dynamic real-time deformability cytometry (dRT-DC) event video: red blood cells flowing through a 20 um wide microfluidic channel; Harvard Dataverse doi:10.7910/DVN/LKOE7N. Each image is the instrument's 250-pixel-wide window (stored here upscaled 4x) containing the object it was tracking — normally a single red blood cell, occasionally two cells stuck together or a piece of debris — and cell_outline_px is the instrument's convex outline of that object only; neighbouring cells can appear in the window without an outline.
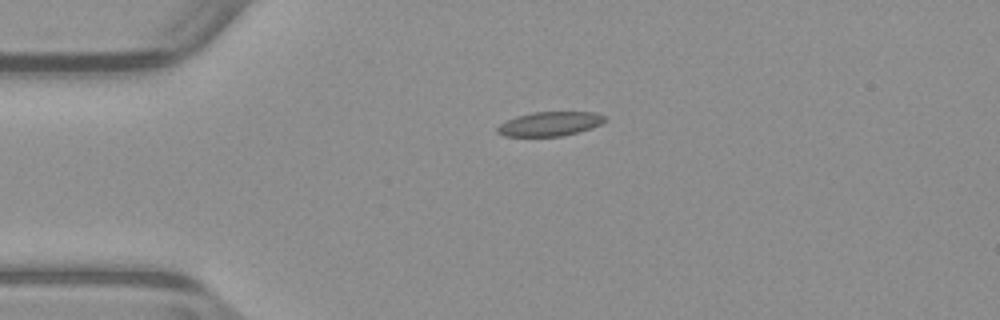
{"species": "common noctule bat (a hibernating species)", "species_latin": "Nyctalus noctula", "temperature_condition": "warm", "stored_images_in_passage": 41, "camera_frame_rate_fps": 3000, "um_per_image_px": 0.085, "animal": {"sex": "male", "body_mass_g": 23.1, "forearm_length_mm": 52.7}, "frame": {"image": 1, "passage_image": 1, "time_ms": 0.0, "image_size_px": [1000, 320], "cell_outline_px": [[608, 120], [592, 128], [564, 136], [504, 136], [496, 132], [496, 128], [500, 124], [516, 116], [532, 112], [596, 112], [604, 116]], "centroid_in_image_um": [46.75, 10.53], "position_along_channel_um": 38.3, "area_um2": 15.26}}
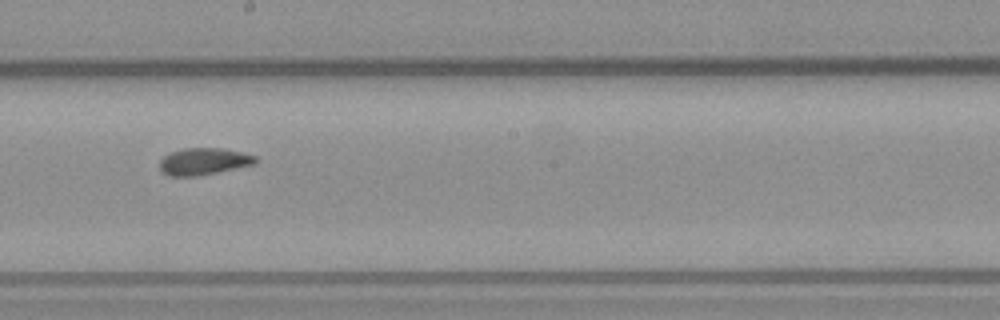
{"frame": {"image": 2, "passage_image": 18, "time_ms": 5.667, "image_size_px": [1000, 320], "cell_outline_px": [[256, 164], [196, 176], [168, 176], [160, 172], [160, 160], [168, 152], [184, 148], [220, 148], [240, 152], [256, 156]], "centroid_in_image_um": [17.26, 13.72], "position_along_channel_um": 230.9, "area_um2": 15.03}}
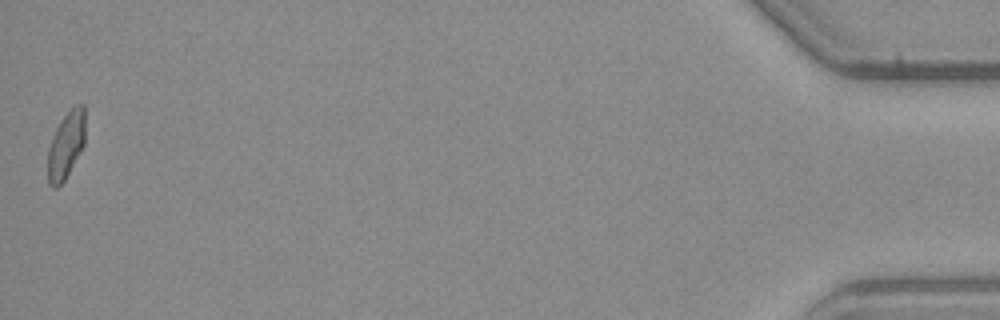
{"frame": {"image": 3, "passage_image": 41, "time_ms": 13.333, "image_size_px": [1000, 320], "cell_outline_px": [[84, 144], [64, 180], [56, 188], [52, 188], [48, 184], [48, 148], [52, 136], [60, 120], [76, 104], [84, 104]], "centroid_in_image_um": [5.59, 12.34], "position_along_channel_um": 429.6, "area_um2": 14.39}, "authors_computed_cell_mechanics": {"area_um2": 15.028, "velocity_mm_per_s": 3.9387, "shape_relaxation_time_tau1_ms": 10.71, "shape_relaxation_time_tau2_ms": 1.6531, "deformation_change_tau1": 0.1965, "deformation_change_tau2": 0.0806}}